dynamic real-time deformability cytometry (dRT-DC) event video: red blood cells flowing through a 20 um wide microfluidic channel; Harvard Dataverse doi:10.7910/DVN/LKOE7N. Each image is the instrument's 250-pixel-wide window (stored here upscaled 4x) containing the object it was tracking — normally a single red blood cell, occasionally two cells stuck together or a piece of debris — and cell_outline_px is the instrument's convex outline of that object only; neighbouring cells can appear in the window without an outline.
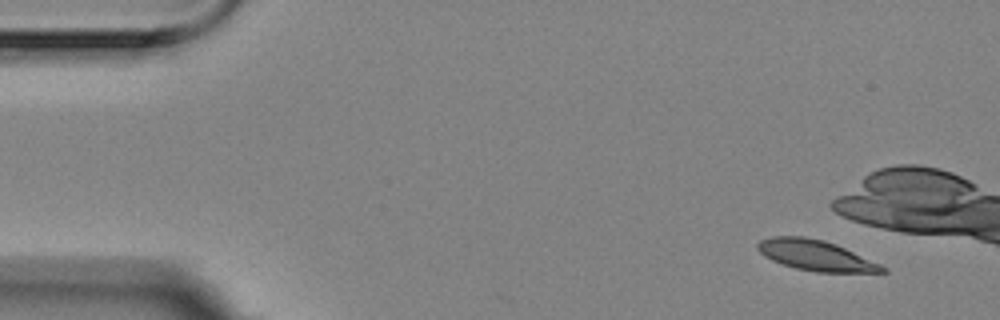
{"species": "Egyptian fruit bat (a non-hibernating species)", "species_latin": "Rousettus aegyptiacus", "temperature_condition": "room temperature", "stored_images_in_passage": 11, "camera_frame_rate_fps": 3000, "um_per_image_px": 0.085, "animal": {"sex": "female"}, "frame": {"image": 1, "passage_image": 1, "time_ms": 0.0, "image_size_px": [1000, 320], "cell_outline_px": [[888, 272], [816, 272], [796, 268], [772, 260], [764, 256], [756, 248], [756, 244], [760, 240], [772, 236], [804, 236], [824, 240], [836, 244], [880, 264], [888, 268]], "centroid_in_image_um": [69.32, 21.7], "position_along_channel_um": 15.7, "area_um2": 22.08}}
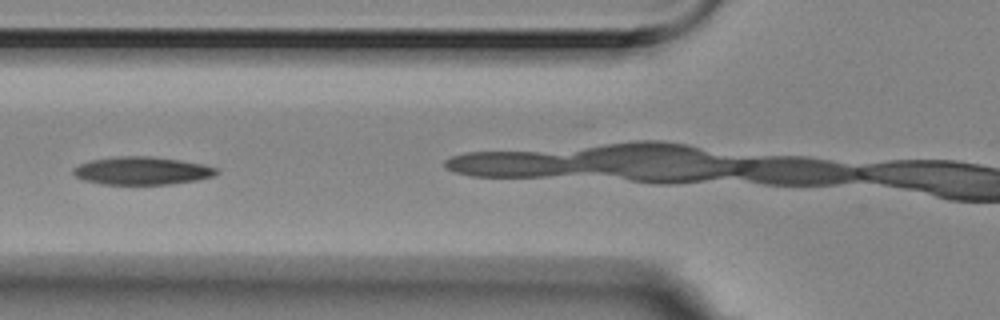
{"frame": {"image": 2, "passage_image": 5, "time_ms": 1.333, "image_size_px": [1000, 320], "cell_outline_px": [[220, 172], [212, 176], [196, 180], [168, 184], [100, 184], [84, 180], [76, 176], [72, 172], [72, 168], [80, 164], [92, 160], [120, 156], [148, 156], [180, 160], [204, 164], [216, 168]], "centroid_in_image_um": [12.06, 14.51], "position_along_channel_um": 113.7, "area_um2": 23.12}}